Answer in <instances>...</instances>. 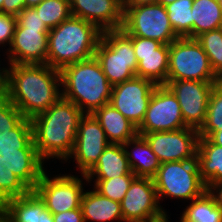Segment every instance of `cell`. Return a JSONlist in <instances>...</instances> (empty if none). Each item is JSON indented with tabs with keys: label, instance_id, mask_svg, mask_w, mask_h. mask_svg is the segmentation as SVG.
<instances>
[{
	"label": "cell",
	"instance_id": "obj_1",
	"mask_svg": "<svg viewBox=\"0 0 222 222\" xmlns=\"http://www.w3.org/2000/svg\"><path fill=\"white\" fill-rule=\"evenodd\" d=\"M5 95L24 118L46 111L61 97L60 71L48 64H8Z\"/></svg>",
	"mask_w": 222,
	"mask_h": 222
},
{
	"label": "cell",
	"instance_id": "obj_2",
	"mask_svg": "<svg viewBox=\"0 0 222 222\" xmlns=\"http://www.w3.org/2000/svg\"><path fill=\"white\" fill-rule=\"evenodd\" d=\"M84 114L76 104L61 96L50 108L31 119L34 145L43 161L55 158L66 162Z\"/></svg>",
	"mask_w": 222,
	"mask_h": 222
},
{
	"label": "cell",
	"instance_id": "obj_3",
	"mask_svg": "<svg viewBox=\"0 0 222 222\" xmlns=\"http://www.w3.org/2000/svg\"><path fill=\"white\" fill-rule=\"evenodd\" d=\"M102 31L82 18L70 16L49 30L47 64L57 70L95 56Z\"/></svg>",
	"mask_w": 222,
	"mask_h": 222
},
{
	"label": "cell",
	"instance_id": "obj_4",
	"mask_svg": "<svg viewBox=\"0 0 222 222\" xmlns=\"http://www.w3.org/2000/svg\"><path fill=\"white\" fill-rule=\"evenodd\" d=\"M60 79L61 96L85 114H92L110 102L113 86L95 56L65 66L60 70Z\"/></svg>",
	"mask_w": 222,
	"mask_h": 222
},
{
	"label": "cell",
	"instance_id": "obj_5",
	"mask_svg": "<svg viewBox=\"0 0 222 222\" xmlns=\"http://www.w3.org/2000/svg\"><path fill=\"white\" fill-rule=\"evenodd\" d=\"M95 58L112 86L136 76L138 63L132 39L122 29L102 33Z\"/></svg>",
	"mask_w": 222,
	"mask_h": 222
},
{
	"label": "cell",
	"instance_id": "obj_6",
	"mask_svg": "<svg viewBox=\"0 0 222 222\" xmlns=\"http://www.w3.org/2000/svg\"><path fill=\"white\" fill-rule=\"evenodd\" d=\"M153 180L159 202L164 197L192 201L207 191L197 159L161 163Z\"/></svg>",
	"mask_w": 222,
	"mask_h": 222
},
{
	"label": "cell",
	"instance_id": "obj_7",
	"mask_svg": "<svg viewBox=\"0 0 222 222\" xmlns=\"http://www.w3.org/2000/svg\"><path fill=\"white\" fill-rule=\"evenodd\" d=\"M167 80L218 82L219 77L196 38L178 37L169 44Z\"/></svg>",
	"mask_w": 222,
	"mask_h": 222
},
{
	"label": "cell",
	"instance_id": "obj_8",
	"mask_svg": "<svg viewBox=\"0 0 222 222\" xmlns=\"http://www.w3.org/2000/svg\"><path fill=\"white\" fill-rule=\"evenodd\" d=\"M122 30L128 36L155 39L170 44L179 36L174 32L165 6L153 3L123 7Z\"/></svg>",
	"mask_w": 222,
	"mask_h": 222
},
{
	"label": "cell",
	"instance_id": "obj_9",
	"mask_svg": "<svg viewBox=\"0 0 222 222\" xmlns=\"http://www.w3.org/2000/svg\"><path fill=\"white\" fill-rule=\"evenodd\" d=\"M81 177L83 178L80 179L72 174H59L49 178L47 172L44 171L33 191L52 214L74 210L81 207L85 191L83 185L88 183L86 175L81 174Z\"/></svg>",
	"mask_w": 222,
	"mask_h": 222
},
{
	"label": "cell",
	"instance_id": "obj_10",
	"mask_svg": "<svg viewBox=\"0 0 222 222\" xmlns=\"http://www.w3.org/2000/svg\"><path fill=\"white\" fill-rule=\"evenodd\" d=\"M188 127L184 123L176 96L166 85H157L152 93L138 135L152 132L175 131Z\"/></svg>",
	"mask_w": 222,
	"mask_h": 222
},
{
	"label": "cell",
	"instance_id": "obj_11",
	"mask_svg": "<svg viewBox=\"0 0 222 222\" xmlns=\"http://www.w3.org/2000/svg\"><path fill=\"white\" fill-rule=\"evenodd\" d=\"M217 83L196 80H167L165 85L176 96L184 123L188 127L199 130L204 124L209 98Z\"/></svg>",
	"mask_w": 222,
	"mask_h": 222
},
{
	"label": "cell",
	"instance_id": "obj_12",
	"mask_svg": "<svg viewBox=\"0 0 222 222\" xmlns=\"http://www.w3.org/2000/svg\"><path fill=\"white\" fill-rule=\"evenodd\" d=\"M160 163L197 159L198 130L184 127L175 131L152 132L142 135Z\"/></svg>",
	"mask_w": 222,
	"mask_h": 222
},
{
	"label": "cell",
	"instance_id": "obj_13",
	"mask_svg": "<svg viewBox=\"0 0 222 222\" xmlns=\"http://www.w3.org/2000/svg\"><path fill=\"white\" fill-rule=\"evenodd\" d=\"M156 86L149 79L135 76L113 86L109 103L138 127L144 119Z\"/></svg>",
	"mask_w": 222,
	"mask_h": 222
},
{
	"label": "cell",
	"instance_id": "obj_14",
	"mask_svg": "<svg viewBox=\"0 0 222 222\" xmlns=\"http://www.w3.org/2000/svg\"><path fill=\"white\" fill-rule=\"evenodd\" d=\"M109 144L103 128L94 115L84 114L79 122L74 148L66 161L73 158L79 173L86 175Z\"/></svg>",
	"mask_w": 222,
	"mask_h": 222
},
{
	"label": "cell",
	"instance_id": "obj_15",
	"mask_svg": "<svg viewBox=\"0 0 222 222\" xmlns=\"http://www.w3.org/2000/svg\"><path fill=\"white\" fill-rule=\"evenodd\" d=\"M120 203L124 222L147 221L167 213L150 177H136Z\"/></svg>",
	"mask_w": 222,
	"mask_h": 222
},
{
	"label": "cell",
	"instance_id": "obj_16",
	"mask_svg": "<svg viewBox=\"0 0 222 222\" xmlns=\"http://www.w3.org/2000/svg\"><path fill=\"white\" fill-rule=\"evenodd\" d=\"M137 58L136 76L165 85L168 76L169 44L158 40L129 36Z\"/></svg>",
	"mask_w": 222,
	"mask_h": 222
},
{
	"label": "cell",
	"instance_id": "obj_17",
	"mask_svg": "<svg viewBox=\"0 0 222 222\" xmlns=\"http://www.w3.org/2000/svg\"><path fill=\"white\" fill-rule=\"evenodd\" d=\"M49 30L15 27L8 64H47Z\"/></svg>",
	"mask_w": 222,
	"mask_h": 222
},
{
	"label": "cell",
	"instance_id": "obj_18",
	"mask_svg": "<svg viewBox=\"0 0 222 222\" xmlns=\"http://www.w3.org/2000/svg\"><path fill=\"white\" fill-rule=\"evenodd\" d=\"M71 15L89 21L102 32L123 26V0H70Z\"/></svg>",
	"mask_w": 222,
	"mask_h": 222
},
{
	"label": "cell",
	"instance_id": "obj_19",
	"mask_svg": "<svg viewBox=\"0 0 222 222\" xmlns=\"http://www.w3.org/2000/svg\"><path fill=\"white\" fill-rule=\"evenodd\" d=\"M0 208L12 222H54L53 214L33 190L7 200Z\"/></svg>",
	"mask_w": 222,
	"mask_h": 222
},
{
	"label": "cell",
	"instance_id": "obj_20",
	"mask_svg": "<svg viewBox=\"0 0 222 222\" xmlns=\"http://www.w3.org/2000/svg\"><path fill=\"white\" fill-rule=\"evenodd\" d=\"M0 155L10 170L33 190L45 171V162L38 155L37 149H18V152H2Z\"/></svg>",
	"mask_w": 222,
	"mask_h": 222
},
{
	"label": "cell",
	"instance_id": "obj_21",
	"mask_svg": "<svg viewBox=\"0 0 222 222\" xmlns=\"http://www.w3.org/2000/svg\"><path fill=\"white\" fill-rule=\"evenodd\" d=\"M92 114L103 128L109 143L123 145L138 134L137 127L110 103L96 109Z\"/></svg>",
	"mask_w": 222,
	"mask_h": 222
},
{
	"label": "cell",
	"instance_id": "obj_22",
	"mask_svg": "<svg viewBox=\"0 0 222 222\" xmlns=\"http://www.w3.org/2000/svg\"><path fill=\"white\" fill-rule=\"evenodd\" d=\"M134 174L131 171L125 149L121 144L110 143L99 157L95 166L86 174L88 183Z\"/></svg>",
	"mask_w": 222,
	"mask_h": 222
},
{
	"label": "cell",
	"instance_id": "obj_23",
	"mask_svg": "<svg viewBox=\"0 0 222 222\" xmlns=\"http://www.w3.org/2000/svg\"><path fill=\"white\" fill-rule=\"evenodd\" d=\"M123 147L131 171L136 177L153 178L157 174L161 163L143 136L137 134L134 138L124 143Z\"/></svg>",
	"mask_w": 222,
	"mask_h": 222
},
{
	"label": "cell",
	"instance_id": "obj_24",
	"mask_svg": "<svg viewBox=\"0 0 222 222\" xmlns=\"http://www.w3.org/2000/svg\"><path fill=\"white\" fill-rule=\"evenodd\" d=\"M84 222H124L121 203L102 196L94 188L85 191L81 200Z\"/></svg>",
	"mask_w": 222,
	"mask_h": 222
},
{
	"label": "cell",
	"instance_id": "obj_25",
	"mask_svg": "<svg viewBox=\"0 0 222 222\" xmlns=\"http://www.w3.org/2000/svg\"><path fill=\"white\" fill-rule=\"evenodd\" d=\"M196 158L201 179L206 186L222 181V146L213 144L206 137H199Z\"/></svg>",
	"mask_w": 222,
	"mask_h": 222
},
{
	"label": "cell",
	"instance_id": "obj_26",
	"mask_svg": "<svg viewBox=\"0 0 222 222\" xmlns=\"http://www.w3.org/2000/svg\"><path fill=\"white\" fill-rule=\"evenodd\" d=\"M192 38L222 27V9L219 0H193Z\"/></svg>",
	"mask_w": 222,
	"mask_h": 222
},
{
	"label": "cell",
	"instance_id": "obj_27",
	"mask_svg": "<svg viewBox=\"0 0 222 222\" xmlns=\"http://www.w3.org/2000/svg\"><path fill=\"white\" fill-rule=\"evenodd\" d=\"M180 222H222V209L206 191L184 209Z\"/></svg>",
	"mask_w": 222,
	"mask_h": 222
},
{
	"label": "cell",
	"instance_id": "obj_28",
	"mask_svg": "<svg viewBox=\"0 0 222 222\" xmlns=\"http://www.w3.org/2000/svg\"><path fill=\"white\" fill-rule=\"evenodd\" d=\"M18 149H36L31 119L23 118L13 129L0 133V154Z\"/></svg>",
	"mask_w": 222,
	"mask_h": 222
},
{
	"label": "cell",
	"instance_id": "obj_29",
	"mask_svg": "<svg viewBox=\"0 0 222 222\" xmlns=\"http://www.w3.org/2000/svg\"><path fill=\"white\" fill-rule=\"evenodd\" d=\"M193 0H176L165 6L170 24L179 37L192 38Z\"/></svg>",
	"mask_w": 222,
	"mask_h": 222
},
{
	"label": "cell",
	"instance_id": "obj_30",
	"mask_svg": "<svg viewBox=\"0 0 222 222\" xmlns=\"http://www.w3.org/2000/svg\"><path fill=\"white\" fill-rule=\"evenodd\" d=\"M31 189L9 168L0 155V207L9 199L28 194Z\"/></svg>",
	"mask_w": 222,
	"mask_h": 222
},
{
	"label": "cell",
	"instance_id": "obj_31",
	"mask_svg": "<svg viewBox=\"0 0 222 222\" xmlns=\"http://www.w3.org/2000/svg\"><path fill=\"white\" fill-rule=\"evenodd\" d=\"M209 58L214 73L222 75V27L204 32L196 37Z\"/></svg>",
	"mask_w": 222,
	"mask_h": 222
},
{
	"label": "cell",
	"instance_id": "obj_32",
	"mask_svg": "<svg viewBox=\"0 0 222 222\" xmlns=\"http://www.w3.org/2000/svg\"><path fill=\"white\" fill-rule=\"evenodd\" d=\"M34 8L49 29L71 16L70 0H43Z\"/></svg>",
	"mask_w": 222,
	"mask_h": 222
},
{
	"label": "cell",
	"instance_id": "obj_33",
	"mask_svg": "<svg viewBox=\"0 0 222 222\" xmlns=\"http://www.w3.org/2000/svg\"><path fill=\"white\" fill-rule=\"evenodd\" d=\"M222 130V85L217 83L211 92L206 120L198 130L199 137H207L211 132Z\"/></svg>",
	"mask_w": 222,
	"mask_h": 222
},
{
	"label": "cell",
	"instance_id": "obj_34",
	"mask_svg": "<svg viewBox=\"0 0 222 222\" xmlns=\"http://www.w3.org/2000/svg\"><path fill=\"white\" fill-rule=\"evenodd\" d=\"M135 178V174H127L107 180H94L93 188L102 196L121 202Z\"/></svg>",
	"mask_w": 222,
	"mask_h": 222
},
{
	"label": "cell",
	"instance_id": "obj_35",
	"mask_svg": "<svg viewBox=\"0 0 222 222\" xmlns=\"http://www.w3.org/2000/svg\"><path fill=\"white\" fill-rule=\"evenodd\" d=\"M23 118L22 113L6 95L0 98V133L13 129Z\"/></svg>",
	"mask_w": 222,
	"mask_h": 222
},
{
	"label": "cell",
	"instance_id": "obj_36",
	"mask_svg": "<svg viewBox=\"0 0 222 222\" xmlns=\"http://www.w3.org/2000/svg\"><path fill=\"white\" fill-rule=\"evenodd\" d=\"M16 27L28 29H49L34 7H25L17 16Z\"/></svg>",
	"mask_w": 222,
	"mask_h": 222
},
{
	"label": "cell",
	"instance_id": "obj_37",
	"mask_svg": "<svg viewBox=\"0 0 222 222\" xmlns=\"http://www.w3.org/2000/svg\"><path fill=\"white\" fill-rule=\"evenodd\" d=\"M16 24V16L0 11V46L3 45L5 47L6 43L10 48L13 41Z\"/></svg>",
	"mask_w": 222,
	"mask_h": 222
},
{
	"label": "cell",
	"instance_id": "obj_38",
	"mask_svg": "<svg viewBox=\"0 0 222 222\" xmlns=\"http://www.w3.org/2000/svg\"><path fill=\"white\" fill-rule=\"evenodd\" d=\"M53 219L54 222H84L81 207L74 210L53 214Z\"/></svg>",
	"mask_w": 222,
	"mask_h": 222
},
{
	"label": "cell",
	"instance_id": "obj_39",
	"mask_svg": "<svg viewBox=\"0 0 222 222\" xmlns=\"http://www.w3.org/2000/svg\"><path fill=\"white\" fill-rule=\"evenodd\" d=\"M25 8V0H4L2 12L17 16Z\"/></svg>",
	"mask_w": 222,
	"mask_h": 222
},
{
	"label": "cell",
	"instance_id": "obj_40",
	"mask_svg": "<svg viewBox=\"0 0 222 222\" xmlns=\"http://www.w3.org/2000/svg\"><path fill=\"white\" fill-rule=\"evenodd\" d=\"M207 192L214 198L215 203L222 209V181L209 183Z\"/></svg>",
	"mask_w": 222,
	"mask_h": 222
},
{
	"label": "cell",
	"instance_id": "obj_41",
	"mask_svg": "<svg viewBox=\"0 0 222 222\" xmlns=\"http://www.w3.org/2000/svg\"><path fill=\"white\" fill-rule=\"evenodd\" d=\"M156 3V0H123V7H133Z\"/></svg>",
	"mask_w": 222,
	"mask_h": 222
},
{
	"label": "cell",
	"instance_id": "obj_42",
	"mask_svg": "<svg viewBox=\"0 0 222 222\" xmlns=\"http://www.w3.org/2000/svg\"><path fill=\"white\" fill-rule=\"evenodd\" d=\"M206 138H208L213 144L222 146V130L211 132Z\"/></svg>",
	"mask_w": 222,
	"mask_h": 222
},
{
	"label": "cell",
	"instance_id": "obj_43",
	"mask_svg": "<svg viewBox=\"0 0 222 222\" xmlns=\"http://www.w3.org/2000/svg\"><path fill=\"white\" fill-rule=\"evenodd\" d=\"M7 86V74H0V98L5 95Z\"/></svg>",
	"mask_w": 222,
	"mask_h": 222
},
{
	"label": "cell",
	"instance_id": "obj_44",
	"mask_svg": "<svg viewBox=\"0 0 222 222\" xmlns=\"http://www.w3.org/2000/svg\"><path fill=\"white\" fill-rule=\"evenodd\" d=\"M169 215H167V213L165 215H162V216H159L157 218H154V219H150V220H147V221H140V222H170L168 219L170 217H168Z\"/></svg>",
	"mask_w": 222,
	"mask_h": 222
},
{
	"label": "cell",
	"instance_id": "obj_45",
	"mask_svg": "<svg viewBox=\"0 0 222 222\" xmlns=\"http://www.w3.org/2000/svg\"><path fill=\"white\" fill-rule=\"evenodd\" d=\"M43 0H25V7H35Z\"/></svg>",
	"mask_w": 222,
	"mask_h": 222
},
{
	"label": "cell",
	"instance_id": "obj_46",
	"mask_svg": "<svg viewBox=\"0 0 222 222\" xmlns=\"http://www.w3.org/2000/svg\"><path fill=\"white\" fill-rule=\"evenodd\" d=\"M0 222H12L1 208H0Z\"/></svg>",
	"mask_w": 222,
	"mask_h": 222
},
{
	"label": "cell",
	"instance_id": "obj_47",
	"mask_svg": "<svg viewBox=\"0 0 222 222\" xmlns=\"http://www.w3.org/2000/svg\"><path fill=\"white\" fill-rule=\"evenodd\" d=\"M176 0H156V3L166 6L167 4L173 3Z\"/></svg>",
	"mask_w": 222,
	"mask_h": 222
},
{
	"label": "cell",
	"instance_id": "obj_48",
	"mask_svg": "<svg viewBox=\"0 0 222 222\" xmlns=\"http://www.w3.org/2000/svg\"><path fill=\"white\" fill-rule=\"evenodd\" d=\"M0 74H7V68L5 67H3L2 69L0 68Z\"/></svg>",
	"mask_w": 222,
	"mask_h": 222
},
{
	"label": "cell",
	"instance_id": "obj_49",
	"mask_svg": "<svg viewBox=\"0 0 222 222\" xmlns=\"http://www.w3.org/2000/svg\"><path fill=\"white\" fill-rule=\"evenodd\" d=\"M4 0H0V11L2 12V5H3Z\"/></svg>",
	"mask_w": 222,
	"mask_h": 222
},
{
	"label": "cell",
	"instance_id": "obj_50",
	"mask_svg": "<svg viewBox=\"0 0 222 222\" xmlns=\"http://www.w3.org/2000/svg\"><path fill=\"white\" fill-rule=\"evenodd\" d=\"M218 83L222 85V75L219 77Z\"/></svg>",
	"mask_w": 222,
	"mask_h": 222
},
{
	"label": "cell",
	"instance_id": "obj_51",
	"mask_svg": "<svg viewBox=\"0 0 222 222\" xmlns=\"http://www.w3.org/2000/svg\"><path fill=\"white\" fill-rule=\"evenodd\" d=\"M220 7L222 9V0H219Z\"/></svg>",
	"mask_w": 222,
	"mask_h": 222
}]
</instances>
